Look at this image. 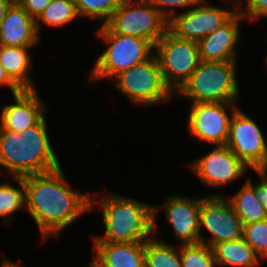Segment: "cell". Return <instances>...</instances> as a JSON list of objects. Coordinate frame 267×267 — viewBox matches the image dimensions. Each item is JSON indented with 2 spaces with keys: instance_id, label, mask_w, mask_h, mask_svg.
Here are the masks:
<instances>
[{
  "instance_id": "obj_1",
  "label": "cell",
  "mask_w": 267,
  "mask_h": 267,
  "mask_svg": "<svg viewBox=\"0 0 267 267\" xmlns=\"http://www.w3.org/2000/svg\"><path fill=\"white\" fill-rule=\"evenodd\" d=\"M62 168L23 177L26 211L34 219L43 241L90 212L89 193L73 190ZM78 191V192H77Z\"/></svg>"
},
{
  "instance_id": "obj_2",
  "label": "cell",
  "mask_w": 267,
  "mask_h": 267,
  "mask_svg": "<svg viewBox=\"0 0 267 267\" xmlns=\"http://www.w3.org/2000/svg\"><path fill=\"white\" fill-rule=\"evenodd\" d=\"M99 197L96 199L98 198L96 194L91 193L90 211L99 205L105 234L94 236L93 242H145L155 234L161 206L143 203L115 192L102 194Z\"/></svg>"
},
{
  "instance_id": "obj_3",
  "label": "cell",
  "mask_w": 267,
  "mask_h": 267,
  "mask_svg": "<svg viewBox=\"0 0 267 267\" xmlns=\"http://www.w3.org/2000/svg\"><path fill=\"white\" fill-rule=\"evenodd\" d=\"M46 115L22 131L0 130V167L12 177L45 173L61 167L51 145Z\"/></svg>"
},
{
  "instance_id": "obj_4",
  "label": "cell",
  "mask_w": 267,
  "mask_h": 267,
  "mask_svg": "<svg viewBox=\"0 0 267 267\" xmlns=\"http://www.w3.org/2000/svg\"><path fill=\"white\" fill-rule=\"evenodd\" d=\"M237 61H200L190 78L174 94L192 103L238 102Z\"/></svg>"
},
{
  "instance_id": "obj_5",
  "label": "cell",
  "mask_w": 267,
  "mask_h": 267,
  "mask_svg": "<svg viewBox=\"0 0 267 267\" xmlns=\"http://www.w3.org/2000/svg\"><path fill=\"white\" fill-rule=\"evenodd\" d=\"M96 34L108 45L95 61L88 76L89 82L111 81L120 72L146 61L155 53V47L148 40L111 33L104 25Z\"/></svg>"
},
{
  "instance_id": "obj_6",
  "label": "cell",
  "mask_w": 267,
  "mask_h": 267,
  "mask_svg": "<svg viewBox=\"0 0 267 267\" xmlns=\"http://www.w3.org/2000/svg\"><path fill=\"white\" fill-rule=\"evenodd\" d=\"M111 81L133 105L154 106L174 98V94L163 81L155 53L146 61L120 72Z\"/></svg>"
},
{
  "instance_id": "obj_7",
  "label": "cell",
  "mask_w": 267,
  "mask_h": 267,
  "mask_svg": "<svg viewBox=\"0 0 267 267\" xmlns=\"http://www.w3.org/2000/svg\"><path fill=\"white\" fill-rule=\"evenodd\" d=\"M104 26L111 33L141 37L154 47L168 30L167 20L148 0H122Z\"/></svg>"
},
{
  "instance_id": "obj_8",
  "label": "cell",
  "mask_w": 267,
  "mask_h": 267,
  "mask_svg": "<svg viewBox=\"0 0 267 267\" xmlns=\"http://www.w3.org/2000/svg\"><path fill=\"white\" fill-rule=\"evenodd\" d=\"M162 78L175 94L190 78L200 63L198 43L176 37L169 30L155 45Z\"/></svg>"
},
{
  "instance_id": "obj_9",
  "label": "cell",
  "mask_w": 267,
  "mask_h": 267,
  "mask_svg": "<svg viewBox=\"0 0 267 267\" xmlns=\"http://www.w3.org/2000/svg\"><path fill=\"white\" fill-rule=\"evenodd\" d=\"M243 224L224 195L212 193L203 196L199 209L200 243L211 248L219 243L243 237ZM202 228L210 233L206 239Z\"/></svg>"
},
{
  "instance_id": "obj_10",
  "label": "cell",
  "mask_w": 267,
  "mask_h": 267,
  "mask_svg": "<svg viewBox=\"0 0 267 267\" xmlns=\"http://www.w3.org/2000/svg\"><path fill=\"white\" fill-rule=\"evenodd\" d=\"M236 103H192L187 121L189 134L201 143L226 145L230 121L238 109Z\"/></svg>"
},
{
  "instance_id": "obj_11",
  "label": "cell",
  "mask_w": 267,
  "mask_h": 267,
  "mask_svg": "<svg viewBox=\"0 0 267 267\" xmlns=\"http://www.w3.org/2000/svg\"><path fill=\"white\" fill-rule=\"evenodd\" d=\"M208 2H197L183 13L176 14L168 22V30L176 37L199 42L225 24L237 11L236 7L220 8Z\"/></svg>"
},
{
  "instance_id": "obj_12",
  "label": "cell",
  "mask_w": 267,
  "mask_h": 267,
  "mask_svg": "<svg viewBox=\"0 0 267 267\" xmlns=\"http://www.w3.org/2000/svg\"><path fill=\"white\" fill-rule=\"evenodd\" d=\"M190 163L187 166L192 174L205 186L213 188L244 177L250 169L226 145H216L210 152Z\"/></svg>"
},
{
  "instance_id": "obj_13",
  "label": "cell",
  "mask_w": 267,
  "mask_h": 267,
  "mask_svg": "<svg viewBox=\"0 0 267 267\" xmlns=\"http://www.w3.org/2000/svg\"><path fill=\"white\" fill-rule=\"evenodd\" d=\"M260 129L241 109L233 113L226 146L251 169L261 159L267 142Z\"/></svg>"
},
{
  "instance_id": "obj_14",
  "label": "cell",
  "mask_w": 267,
  "mask_h": 267,
  "mask_svg": "<svg viewBox=\"0 0 267 267\" xmlns=\"http://www.w3.org/2000/svg\"><path fill=\"white\" fill-rule=\"evenodd\" d=\"M201 197L180 194L168 195L164 199L163 210L166 220L173 228L175 239L181 245L200 243L199 209Z\"/></svg>"
},
{
  "instance_id": "obj_15",
  "label": "cell",
  "mask_w": 267,
  "mask_h": 267,
  "mask_svg": "<svg viewBox=\"0 0 267 267\" xmlns=\"http://www.w3.org/2000/svg\"><path fill=\"white\" fill-rule=\"evenodd\" d=\"M14 104L4 105L0 113V130L22 131L36 125L47 113L37 89H22L12 95Z\"/></svg>"
},
{
  "instance_id": "obj_16",
  "label": "cell",
  "mask_w": 267,
  "mask_h": 267,
  "mask_svg": "<svg viewBox=\"0 0 267 267\" xmlns=\"http://www.w3.org/2000/svg\"><path fill=\"white\" fill-rule=\"evenodd\" d=\"M241 19L246 20L237 11L225 24L198 42L200 61H237Z\"/></svg>"
},
{
  "instance_id": "obj_17",
  "label": "cell",
  "mask_w": 267,
  "mask_h": 267,
  "mask_svg": "<svg viewBox=\"0 0 267 267\" xmlns=\"http://www.w3.org/2000/svg\"><path fill=\"white\" fill-rule=\"evenodd\" d=\"M39 41L35 19L16 1L12 2L0 25V45L33 47Z\"/></svg>"
},
{
  "instance_id": "obj_18",
  "label": "cell",
  "mask_w": 267,
  "mask_h": 267,
  "mask_svg": "<svg viewBox=\"0 0 267 267\" xmlns=\"http://www.w3.org/2000/svg\"><path fill=\"white\" fill-rule=\"evenodd\" d=\"M95 267H145V242H93Z\"/></svg>"
},
{
  "instance_id": "obj_19",
  "label": "cell",
  "mask_w": 267,
  "mask_h": 267,
  "mask_svg": "<svg viewBox=\"0 0 267 267\" xmlns=\"http://www.w3.org/2000/svg\"><path fill=\"white\" fill-rule=\"evenodd\" d=\"M31 48L0 45V64L21 89H36L33 79L28 75L32 66L28 52Z\"/></svg>"
},
{
  "instance_id": "obj_20",
  "label": "cell",
  "mask_w": 267,
  "mask_h": 267,
  "mask_svg": "<svg viewBox=\"0 0 267 267\" xmlns=\"http://www.w3.org/2000/svg\"><path fill=\"white\" fill-rule=\"evenodd\" d=\"M216 266L257 267L261 259L243 237L222 242L212 247Z\"/></svg>"
},
{
  "instance_id": "obj_21",
  "label": "cell",
  "mask_w": 267,
  "mask_h": 267,
  "mask_svg": "<svg viewBox=\"0 0 267 267\" xmlns=\"http://www.w3.org/2000/svg\"><path fill=\"white\" fill-rule=\"evenodd\" d=\"M227 200L243 225L267 218L265 208L256 197L254 189L247 182L234 195L228 196Z\"/></svg>"
},
{
  "instance_id": "obj_22",
  "label": "cell",
  "mask_w": 267,
  "mask_h": 267,
  "mask_svg": "<svg viewBox=\"0 0 267 267\" xmlns=\"http://www.w3.org/2000/svg\"><path fill=\"white\" fill-rule=\"evenodd\" d=\"M19 187L11 185L10 181H3L0 184V219L4 225L11 223L18 210L26 209L25 184L23 177H12ZM9 221V223H8Z\"/></svg>"
},
{
  "instance_id": "obj_23",
  "label": "cell",
  "mask_w": 267,
  "mask_h": 267,
  "mask_svg": "<svg viewBox=\"0 0 267 267\" xmlns=\"http://www.w3.org/2000/svg\"><path fill=\"white\" fill-rule=\"evenodd\" d=\"M145 267H182L180 247L152 236L145 241Z\"/></svg>"
},
{
  "instance_id": "obj_24",
  "label": "cell",
  "mask_w": 267,
  "mask_h": 267,
  "mask_svg": "<svg viewBox=\"0 0 267 267\" xmlns=\"http://www.w3.org/2000/svg\"><path fill=\"white\" fill-rule=\"evenodd\" d=\"M80 18L75 0H53L35 20L36 29L40 36L42 24L48 27H63Z\"/></svg>"
},
{
  "instance_id": "obj_25",
  "label": "cell",
  "mask_w": 267,
  "mask_h": 267,
  "mask_svg": "<svg viewBox=\"0 0 267 267\" xmlns=\"http://www.w3.org/2000/svg\"><path fill=\"white\" fill-rule=\"evenodd\" d=\"M122 0H75L80 18L102 20L104 25L113 12L120 6Z\"/></svg>"
},
{
  "instance_id": "obj_26",
  "label": "cell",
  "mask_w": 267,
  "mask_h": 267,
  "mask_svg": "<svg viewBox=\"0 0 267 267\" xmlns=\"http://www.w3.org/2000/svg\"><path fill=\"white\" fill-rule=\"evenodd\" d=\"M180 246L182 267H215L213 249L203 243Z\"/></svg>"
},
{
  "instance_id": "obj_27",
  "label": "cell",
  "mask_w": 267,
  "mask_h": 267,
  "mask_svg": "<svg viewBox=\"0 0 267 267\" xmlns=\"http://www.w3.org/2000/svg\"><path fill=\"white\" fill-rule=\"evenodd\" d=\"M243 238L261 260H267V218L244 225Z\"/></svg>"
},
{
  "instance_id": "obj_28",
  "label": "cell",
  "mask_w": 267,
  "mask_h": 267,
  "mask_svg": "<svg viewBox=\"0 0 267 267\" xmlns=\"http://www.w3.org/2000/svg\"><path fill=\"white\" fill-rule=\"evenodd\" d=\"M155 9L169 22L177 13L176 8L189 9L199 2H208L207 0H148Z\"/></svg>"
},
{
  "instance_id": "obj_29",
  "label": "cell",
  "mask_w": 267,
  "mask_h": 267,
  "mask_svg": "<svg viewBox=\"0 0 267 267\" xmlns=\"http://www.w3.org/2000/svg\"><path fill=\"white\" fill-rule=\"evenodd\" d=\"M243 3L244 8L239 7V13L245 18L256 21L257 19L267 17V0H246ZM242 9V11H241Z\"/></svg>"
},
{
  "instance_id": "obj_30",
  "label": "cell",
  "mask_w": 267,
  "mask_h": 267,
  "mask_svg": "<svg viewBox=\"0 0 267 267\" xmlns=\"http://www.w3.org/2000/svg\"><path fill=\"white\" fill-rule=\"evenodd\" d=\"M53 0H17L16 2L35 20Z\"/></svg>"
},
{
  "instance_id": "obj_31",
  "label": "cell",
  "mask_w": 267,
  "mask_h": 267,
  "mask_svg": "<svg viewBox=\"0 0 267 267\" xmlns=\"http://www.w3.org/2000/svg\"><path fill=\"white\" fill-rule=\"evenodd\" d=\"M259 179V182L256 184H253L248 178L246 182L254 189L256 197L260 200L267 213V179L261 177Z\"/></svg>"
},
{
  "instance_id": "obj_32",
  "label": "cell",
  "mask_w": 267,
  "mask_h": 267,
  "mask_svg": "<svg viewBox=\"0 0 267 267\" xmlns=\"http://www.w3.org/2000/svg\"><path fill=\"white\" fill-rule=\"evenodd\" d=\"M7 86L11 95L20 92L22 89L9 77L5 68L0 64V87Z\"/></svg>"
},
{
  "instance_id": "obj_33",
  "label": "cell",
  "mask_w": 267,
  "mask_h": 267,
  "mask_svg": "<svg viewBox=\"0 0 267 267\" xmlns=\"http://www.w3.org/2000/svg\"><path fill=\"white\" fill-rule=\"evenodd\" d=\"M252 170H254L257 174H259V177L267 179V142L265 149L263 150L261 159L252 168Z\"/></svg>"
},
{
  "instance_id": "obj_34",
  "label": "cell",
  "mask_w": 267,
  "mask_h": 267,
  "mask_svg": "<svg viewBox=\"0 0 267 267\" xmlns=\"http://www.w3.org/2000/svg\"><path fill=\"white\" fill-rule=\"evenodd\" d=\"M13 1L12 0H0V25L2 23V20L4 19L6 10L11 5Z\"/></svg>"
},
{
  "instance_id": "obj_35",
  "label": "cell",
  "mask_w": 267,
  "mask_h": 267,
  "mask_svg": "<svg viewBox=\"0 0 267 267\" xmlns=\"http://www.w3.org/2000/svg\"><path fill=\"white\" fill-rule=\"evenodd\" d=\"M0 267H25V266H22L14 261L9 260L8 258H6V256H3V262L0 265Z\"/></svg>"
},
{
  "instance_id": "obj_36",
  "label": "cell",
  "mask_w": 267,
  "mask_h": 267,
  "mask_svg": "<svg viewBox=\"0 0 267 267\" xmlns=\"http://www.w3.org/2000/svg\"><path fill=\"white\" fill-rule=\"evenodd\" d=\"M246 1V0H245ZM244 0H231V3L233 4V7H236L237 9L241 7Z\"/></svg>"
},
{
  "instance_id": "obj_37",
  "label": "cell",
  "mask_w": 267,
  "mask_h": 267,
  "mask_svg": "<svg viewBox=\"0 0 267 267\" xmlns=\"http://www.w3.org/2000/svg\"><path fill=\"white\" fill-rule=\"evenodd\" d=\"M225 5L224 6H228L229 5V8H230V6H232V5H230L231 4V0H225ZM228 4V5H227Z\"/></svg>"
},
{
  "instance_id": "obj_38",
  "label": "cell",
  "mask_w": 267,
  "mask_h": 267,
  "mask_svg": "<svg viewBox=\"0 0 267 267\" xmlns=\"http://www.w3.org/2000/svg\"><path fill=\"white\" fill-rule=\"evenodd\" d=\"M266 69H267V56H265Z\"/></svg>"
}]
</instances>
